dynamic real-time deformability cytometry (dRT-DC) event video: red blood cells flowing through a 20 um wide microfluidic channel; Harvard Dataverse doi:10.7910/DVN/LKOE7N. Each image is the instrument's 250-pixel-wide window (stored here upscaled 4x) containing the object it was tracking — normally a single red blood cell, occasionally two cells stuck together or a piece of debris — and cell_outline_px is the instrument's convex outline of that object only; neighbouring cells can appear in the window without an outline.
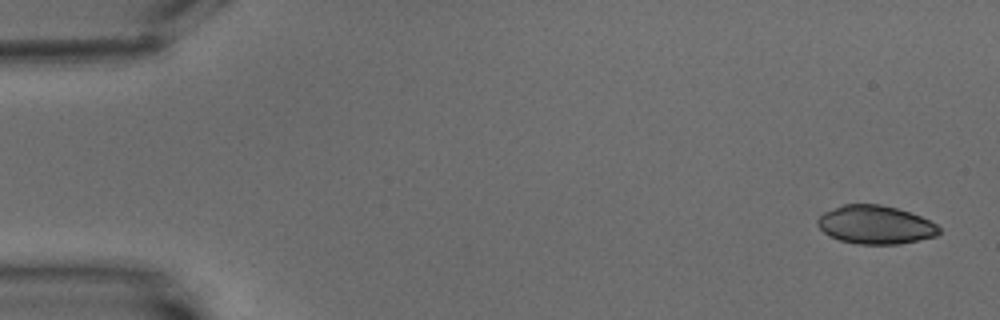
{"species": "common noctule bat (a hibernating species)", "species_latin": "Nyctalus noctula", "temperature_condition": "warm", "stored_images_in_passage": 6, "camera_frame_rate_fps": 3000, "um_per_image_px": 0.085, "animal": {"sex": "male", "body_mass_g": 15.6}, "frame": {"image": 1, "passage_image": 1, "time_ms": 0.0, "image_size_px": [1000, 320], "cell_outline_px": [[940, 232], [936, 236], [900, 244], [860, 244], [840, 240], [828, 236], [816, 224], [816, 220], [824, 212], [844, 204], [880, 204], [896, 208], [920, 216], [936, 224], [940, 228]], "centroid_in_image_um": [74.39, 19.11], "position_along_channel_um": 10.6, "area_um2": 27.11}}